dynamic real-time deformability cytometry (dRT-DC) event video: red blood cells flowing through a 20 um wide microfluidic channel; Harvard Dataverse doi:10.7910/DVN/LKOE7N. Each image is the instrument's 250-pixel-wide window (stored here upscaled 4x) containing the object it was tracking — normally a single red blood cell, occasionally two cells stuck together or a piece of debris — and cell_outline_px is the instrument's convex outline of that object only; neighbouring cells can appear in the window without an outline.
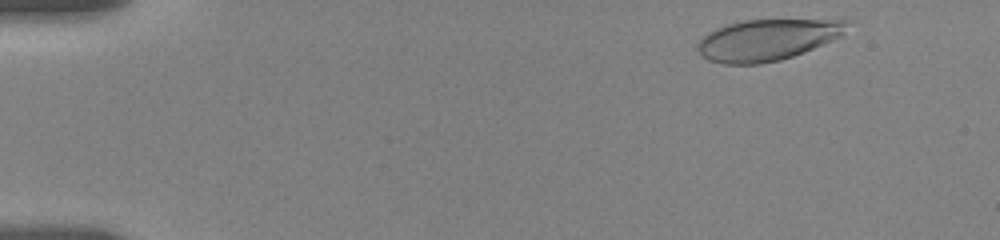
{"species": "human", "species_latin": "Homo sapiens", "temperature_condition": "room temperature", "stored_images_in_passage": 35, "camera_frame_rate_fps": 3000, "um_per_image_px": 0.085, "donor": {"sex": "female"}, "frame": {"image": 1, "passage_image": 4, "time_ms": 0.667, "image_size_px": [1000, 240], "cell_outline_px": [[848, 20], [840, 36], [804, 52], [780, 60], [760, 64], [724, 64], [708, 60], [696, 48], [696, 44], [708, 32], [716, 28], [728, 24], [744, 20]], "centroid_in_image_um": [65.14, 3.4], "position_along_channel_um": 19.9, "area_um2": 35.37}}
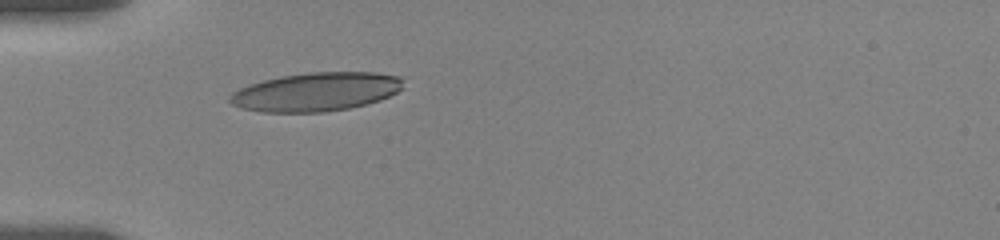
{"frame": {"image": 2, "passage_image": 25, "time_ms": 4.667, "image_size_px": [1000, 240], "cell_outline_px": [[404, 80], [400, 88], [396, 92], [380, 100], [348, 108], [324, 112], [260, 112], [240, 108], [232, 104], [228, 100], [228, 96], [232, 92], [240, 88], [264, 80], [280, 76], [308, 72], [376, 72], [400, 76]], "centroid_in_image_um": [26.84, 7.8], "position_along_channel_um": 58.2, "area_um2": 39.07}}
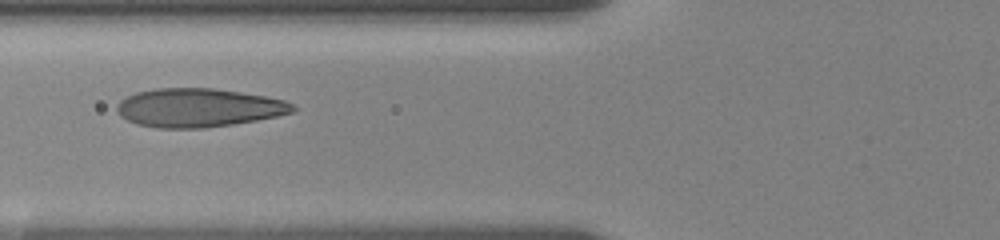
{"frame": {"image": 3, "passage_image": 34, "time_ms": 6.333, "image_size_px": [1000, 240], "cell_outline_px": [[296, 108], [292, 112], [276, 116], [256, 120], [232, 124], [204, 128], [156, 128], [136, 124], [120, 116], [116, 112], [116, 104], [120, 100], [136, 92], [156, 88], [212, 88], [240, 92], [264, 96], [284, 100], [292, 104]], "centroid_in_image_um": [16.81, 9.16], "position_along_channel_um": 109.0, "area_um2": 39.54}}